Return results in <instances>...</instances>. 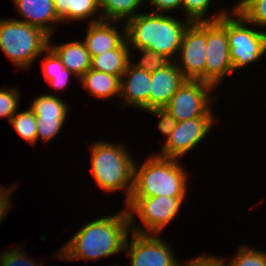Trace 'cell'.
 <instances>
[{
	"mask_svg": "<svg viewBox=\"0 0 266 266\" xmlns=\"http://www.w3.org/2000/svg\"><path fill=\"white\" fill-rule=\"evenodd\" d=\"M129 230V215L124 208L113 215L86 222L71 240L55 252L56 255L53 254V257L70 262L97 261L103 257H111L124 251Z\"/></svg>",
	"mask_w": 266,
	"mask_h": 266,
	"instance_id": "cell-1",
	"label": "cell"
},
{
	"mask_svg": "<svg viewBox=\"0 0 266 266\" xmlns=\"http://www.w3.org/2000/svg\"><path fill=\"white\" fill-rule=\"evenodd\" d=\"M183 19L179 20L176 16L164 13L141 12L123 22L127 44L131 50L149 49L163 54L170 61H175L184 32L191 23L190 20Z\"/></svg>",
	"mask_w": 266,
	"mask_h": 266,
	"instance_id": "cell-2",
	"label": "cell"
},
{
	"mask_svg": "<svg viewBox=\"0 0 266 266\" xmlns=\"http://www.w3.org/2000/svg\"><path fill=\"white\" fill-rule=\"evenodd\" d=\"M92 144L89 150L94 182L107 194L124 191L126 204L134 188V157L122 143L116 144L101 140Z\"/></svg>",
	"mask_w": 266,
	"mask_h": 266,
	"instance_id": "cell-3",
	"label": "cell"
},
{
	"mask_svg": "<svg viewBox=\"0 0 266 266\" xmlns=\"http://www.w3.org/2000/svg\"><path fill=\"white\" fill-rule=\"evenodd\" d=\"M180 159L152 155L140 166L135 161L134 188L130 198L186 197L188 172Z\"/></svg>",
	"mask_w": 266,
	"mask_h": 266,
	"instance_id": "cell-4",
	"label": "cell"
},
{
	"mask_svg": "<svg viewBox=\"0 0 266 266\" xmlns=\"http://www.w3.org/2000/svg\"><path fill=\"white\" fill-rule=\"evenodd\" d=\"M49 47V35L42 29L15 19H0V49L21 69L32 66Z\"/></svg>",
	"mask_w": 266,
	"mask_h": 266,
	"instance_id": "cell-5",
	"label": "cell"
},
{
	"mask_svg": "<svg viewBox=\"0 0 266 266\" xmlns=\"http://www.w3.org/2000/svg\"><path fill=\"white\" fill-rule=\"evenodd\" d=\"M227 13V37L233 69L245 68L266 54V31L250 23L233 6ZM230 13V14H229ZM250 26V27H249ZM253 26V27H251ZM255 28V29H254Z\"/></svg>",
	"mask_w": 266,
	"mask_h": 266,
	"instance_id": "cell-6",
	"label": "cell"
},
{
	"mask_svg": "<svg viewBox=\"0 0 266 266\" xmlns=\"http://www.w3.org/2000/svg\"><path fill=\"white\" fill-rule=\"evenodd\" d=\"M185 199V197L162 195L150 198H130L125 207L129 215L130 231L160 235L162 230L179 214ZM136 215L143 222L144 227L140 224L134 225Z\"/></svg>",
	"mask_w": 266,
	"mask_h": 266,
	"instance_id": "cell-7",
	"label": "cell"
},
{
	"mask_svg": "<svg viewBox=\"0 0 266 266\" xmlns=\"http://www.w3.org/2000/svg\"><path fill=\"white\" fill-rule=\"evenodd\" d=\"M214 89L213 85L201 80H185L164 108L177 122L215 117L212 103L218 96L210 94Z\"/></svg>",
	"mask_w": 266,
	"mask_h": 266,
	"instance_id": "cell-8",
	"label": "cell"
},
{
	"mask_svg": "<svg viewBox=\"0 0 266 266\" xmlns=\"http://www.w3.org/2000/svg\"><path fill=\"white\" fill-rule=\"evenodd\" d=\"M206 44L205 82L217 88L234 71L227 37V14L218 21H206Z\"/></svg>",
	"mask_w": 266,
	"mask_h": 266,
	"instance_id": "cell-9",
	"label": "cell"
},
{
	"mask_svg": "<svg viewBox=\"0 0 266 266\" xmlns=\"http://www.w3.org/2000/svg\"><path fill=\"white\" fill-rule=\"evenodd\" d=\"M127 237L124 251L129 256V266H180L181 262L174 255L170 242L160 235L140 234L131 231Z\"/></svg>",
	"mask_w": 266,
	"mask_h": 266,
	"instance_id": "cell-10",
	"label": "cell"
},
{
	"mask_svg": "<svg viewBox=\"0 0 266 266\" xmlns=\"http://www.w3.org/2000/svg\"><path fill=\"white\" fill-rule=\"evenodd\" d=\"M206 52V22H191L184 32L178 57L175 59L186 80L205 82Z\"/></svg>",
	"mask_w": 266,
	"mask_h": 266,
	"instance_id": "cell-11",
	"label": "cell"
},
{
	"mask_svg": "<svg viewBox=\"0 0 266 266\" xmlns=\"http://www.w3.org/2000/svg\"><path fill=\"white\" fill-rule=\"evenodd\" d=\"M216 117H197L191 120L179 121L164 142L158 156L164 158L182 159L195 146L205 140L215 125Z\"/></svg>",
	"mask_w": 266,
	"mask_h": 266,
	"instance_id": "cell-12",
	"label": "cell"
},
{
	"mask_svg": "<svg viewBox=\"0 0 266 266\" xmlns=\"http://www.w3.org/2000/svg\"><path fill=\"white\" fill-rule=\"evenodd\" d=\"M151 72L136 68L131 63L121 77L122 106L150 110ZM127 105V106H126Z\"/></svg>",
	"mask_w": 266,
	"mask_h": 266,
	"instance_id": "cell-13",
	"label": "cell"
},
{
	"mask_svg": "<svg viewBox=\"0 0 266 266\" xmlns=\"http://www.w3.org/2000/svg\"><path fill=\"white\" fill-rule=\"evenodd\" d=\"M119 21L89 23L83 42L91 58L106 51L117 49L126 40L125 23L122 32L117 29Z\"/></svg>",
	"mask_w": 266,
	"mask_h": 266,
	"instance_id": "cell-14",
	"label": "cell"
},
{
	"mask_svg": "<svg viewBox=\"0 0 266 266\" xmlns=\"http://www.w3.org/2000/svg\"><path fill=\"white\" fill-rule=\"evenodd\" d=\"M185 80L175 61L151 72L150 109L164 108Z\"/></svg>",
	"mask_w": 266,
	"mask_h": 266,
	"instance_id": "cell-15",
	"label": "cell"
},
{
	"mask_svg": "<svg viewBox=\"0 0 266 266\" xmlns=\"http://www.w3.org/2000/svg\"><path fill=\"white\" fill-rule=\"evenodd\" d=\"M13 2L18 14L23 17L20 16V19L16 20L38 27L49 36L54 34L55 27L53 26L61 23L53 0H13Z\"/></svg>",
	"mask_w": 266,
	"mask_h": 266,
	"instance_id": "cell-16",
	"label": "cell"
},
{
	"mask_svg": "<svg viewBox=\"0 0 266 266\" xmlns=\"http://www.w3.org/2000/svg\"><path fill=\"white\" fill-rule=\"evenodd\" d=\"M49 36V47L61 59L65 68L71 71L76 79H80L91 68V55L89 54L85 43L81 41H72L55 45L51 42Z\"/></svg>",
	"mask_w": 266,
	"mask_h": 266,
	"instance_id": "cell-17",
	"label": "cell"
},
{
	"mask_svg": "<svg viewBox=\"0 0 266 266\" xmlns=\"http://www.w3.org/2000/svg\"><path fill=\"white\" fill-rule=\"evenodd\" d=\"M54 8L61 24L70 21H86L95 23L102 20L99 0H53ZM100 14L94 17L96 14ZM93 16V17H92Z\"/></svg>",
	"mask_w": 266,
	"mask_h": 266,
	"instance_id": "cell-18",
	"label": "cell"
},
{
	"mask_svg": "<svg viewBox=\"0 0 266 266\" xmlns=\"http://www.w3.org/2000/svg\"><path fill=\"white\" fill-rule=\"evenodd\" d=\"M84 90L98 99H111L120 96L121 78L105 72L89 69L80 79Z\"/></svg>",
	"mask_w": 266,
	"mask_h": 266,
	"instance_id": "cell-19",
	"label": "cell"
},
{
	"mask_svg": "<svg viewBox=\"0 0 266 266\" xmlns=\"http://www.w3.org/2000/svg\"><path fill=\"white\" fill-rule=\"evenodd\" d=\"M130 47L125 40L117 49L91 58V69L122 77L131 60Z\"/></svg>",
	"mask_w": 266,
	"mask_h": 266,
	"instance_id": "cell-20",
	"label": "cell"
},
{
	"mask_svg": "<svg viewBox=\"0 0 266 266\" xmlns=\"http://www.w3.org/2000/svg\"><path fill=\"white\" fill-rule=\"evenodd\" d=\"M30 109L34 112L36 119L49 121H66L69 113L66 101L53 93L35 97Z\"/></svg>",
	"mask_w": 266,
	"mask_h": 266,
	"instance_id": "cell-21",
	"label": "cell"
},
{
	"mask_svg": "<svg viewBox=\"0 0 266 266\" xmlns=\"http://www.w3.org/2000/svg\"><path fill=\"white\" fill-rule=\"evenodd\" d=\"M42 61L43 76L54 90H61L69 85V79L74 74L63 65L57 54L48 47Z\"/></svg>",
	"mask_w": 266,
	"mask_h": 266,
	"instance_id": "cell-22",
	"label": "cell"
},
{
	"mask_svg": "<svg viewBox=\"0 0 266 266\" xmlns=\"http://www.w3.org/2000/svg\"><path fill=\"white\" fill-rule=\"evenodd\" d=\"M145 0H99V10L104 21H127L141 13ZM138 11V12H137Z\"/></svg>",
	"mask_w": 266,
	"mask_h": 266,
	"instance_id": "cell-23",
	"label": "cell"
},
{
	"mask_svg": "<svg viewBox=\"0 0 266 266\" xmlns=\"http://www.w3.org/2000/svg\"><path fill=\"white\" fill-rule=\"evenodd\" d=\"M212 0H182L181 10L185 13L186 19L191 22H206V21H218L225 14L230 11L222 9V11L213 12L215 14L207 16L209 8H211ZM207 17V18H206Z\"/></svg>",
	"mask_w": 266,
	"mask_h": 266,
	"instance_id": "cell-24",
	"label": "cell"
},
{
	"mask_svg": "<svg viewBox=\"0 0 266 266\" xmlns=\"http://www.w3.org/2000/svg\"><path fill=\"white\" fill-rule=\"evenodd\" d=\"M19 137H22L31 145L37 144V124L34 112L28 108L22 112H16L9 122Z\"/></svg>",
	"mask_w": 266,
	"mask_h": 266,
	"instance_id": "cell-25",
	"label": "cell"
},
{
	"mask_svg": "<svg viewBox=\"0 0 266 266\" xmlns=\"http://www.w3.org/2000/svg\"><path fill=\"white\" fill-rule=\"evenodd\" d=\"M233 5L250 23L266 30V0H239Z\"/></svg>",
	"mask_w": 266,
	"mask_h": 266,
	"instance_id": "cell-26",
	"label": "cell"
},
{
	"mask_svg": "<svg viewBox=\"0 0 266 266\" xmlns=\"http://www.w3.org/2000/svg\"><path fill=\"white\" fill-rule=\"evenodd\" d=\"M227 263L230 266H266V251L241 245L235 257Z\"/></svg>",
	"mask_w": 266,
	"mask_h": 266,
	"instance_id": "cell-27",
	"label": "cell"
},
{
	"mask_svg": "<svg viewBox=\"0 0 266 266\" xmlns=\"http://www.w3.org/2000/svg\"><path fill=\"white\" fill-rule=\"evenodd\" d=\"M136 50L141 56L137 62L130 60V63L136 68L146 70L148 72H154L167 65L170 60L163 54L149 49H133Z\"/></svg>",
	"mask_w": 266,
	"mask_h": 266,
	"instance_id": "cell-28",
	"label": "cell"
},
{
	"mask_svg": "<svg viewBox=\"0 0 266 266\" xmlns=\"http://www.w3.org/2000/svg\"><path fill=\"white\" fill-rule=\"evenodd\" d=\"M20 91L16 88L1 87L0 88V118H8L10 122L11 117L19 111Z\"/></svg>",
	"mask_w": 266,
	"mask_h": 266,
	"instance_id": "cell-29",
	"label": "cell"
},
{
	"mask_svg": "<svg viewBox=\"0 0 266 266\" xmlns=\"http://www.w3.org/2000/svg\"><path fill=\"white\" fill-rule=\"evenodd\" d=\"M21 246L4 251L0 254V266H42L40 263L27 258L24 249ZM44 266V265H43Z\"/></svg>",
	"mask_w": 266,
	"mask_h": 266,
	"instance_id": "cell-30",
	"label": "cell"
},
{
	"mask_svg": "<svg viewBox=\"0 0 266 266\" xmlns=\"http://www.w3.org/2000/svg\"><path fill=\"white\" fill-rule=\"evenodd\" d=\"M65 121H49L36 119L37 124V141L43 140L44 143L50 142L57 136L64 126Z\"/></svg>",
	"mask_w": 266,
	"mask_h": 266,
	"instance_id": "cell-31",
	"label": "cell"
},
{
	"mask_svg": "<svg viewBox=\"0 0 266 266\" xmlns=\"http://www.w3.org/2000/svg\"><path fill=\"white\" fill-rule=\"evenodd\" d=\"M159 118L157 128L165 136V141L168 139L173 129L176 126L177 120L172 117L165 108H155L146 111Z\"/></svg>",
	"mask_w": 266,
	"mask_h": 266,
	"instance_id": "cell-32",
	"label": "cell"
},
{
	"mask_svg": "<svg viewBox=\"0 0 266 266\" xmlns=\"http://www.w3.org/2000/svg\"><path fill=\"white\" fill-rule=\"evenodd\" d=\"M16 184L8 186L7 188L2 187L0 185V224L2 221H4L5 216L9 212V210L12 208V196L14 193V190L16 188ZM11 188V189H10Z\"/></svg>",
	"mask_w": 266,
	"mask_h": 266,
	"instance_id": "cell-33",
	"label": "cell"
},
{
	"mask_svg": "<svg viewBox=\"0 0 266 266\" xmlns=\"http://www.w3.org/2000/svg\"><path fill=\"white\" fill-rule=\"evenodd\" d=\"M156 13H172L174 10H179L182 7V0H148Z\"/></svg>",
	"mask_w": 266,
	"mask_h": 266,
	"instance_id": "cell-34",
	"label": "cell"
},
{
	"mask_svg": "<svg viewBox=\"0 0 266 266\" xmlns=\"http://www.w3.org/2000/svg\"><path fill=\"white\" fill-rule=\"evenodd\" d=\"M181 261L180 266H220V258L211 255H199L185 264Z\"/></svg>",
	"mask_w": 266,
	"mask_h": 266,
	"instance_id": "cell-35",
	"label": "cell"
},
{
	"mask_svg": "<svg viewBox=\"0 0 266 266\" xmlns=\"http://www.w3.org/2000/svg\"><path fill=\"white\" fill-rule=\"evenodd\" d=\"M220 266H230V265L225 262V258L220 257Z\"/></svg>",
	"mask_w": 266,
	"mask_h": 266,
	"instance_id": "cell-36",
	"label": "cell"
}]
</instances>
